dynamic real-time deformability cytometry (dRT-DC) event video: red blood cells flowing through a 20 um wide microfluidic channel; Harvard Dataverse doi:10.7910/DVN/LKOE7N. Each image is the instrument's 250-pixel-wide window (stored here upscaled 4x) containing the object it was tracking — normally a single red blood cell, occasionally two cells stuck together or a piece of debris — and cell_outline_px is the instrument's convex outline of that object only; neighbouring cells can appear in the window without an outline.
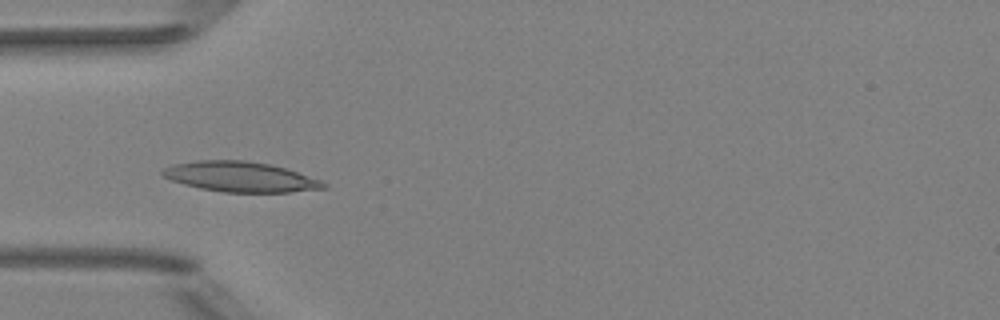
{"species": "Egyptian fruit bat (a non-hibernating species)", "species_latin": "Rousettus aegyptiacus", "temperature_condition": "room temperature", "stored_images_in_passage": 49, "camera_frame_rate_fps": 3000, "um_per_image_px": 0.085, "animal": {"sex": "female"}, "frame": {"image": 1, "passage_image": 14, "time_ms": 4.333, "image_size_px": [1000, 320], "cell_outline_px": [[328, 188], [288, 192], [224, 192], [200, 188], [184, 184], [160, 176], [160, 172], [164, 168], [176, 164], [196, 160], [244, 160], [268, 164], [284, 168], [320, 180], [328, 184]], "centroid_in_image_um": [20.41, 15.03], "position_along_channel_um": 64.6, "area_um2": 28.09}}
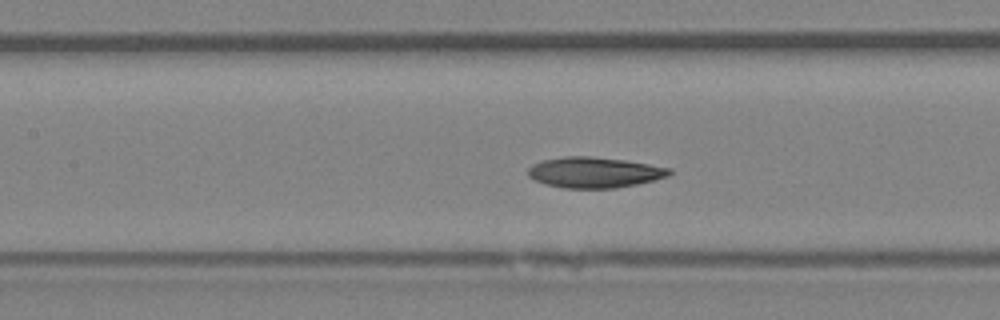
{"frame": {"image": 2, "passage_image": 21, "time_ms": 6.667, "image_size_px": [1000, 320], "cell_outline_px": [[672, 172], [668, 176], [636, 184], [616, 188], [564, 188], [544, 184], [528, 176], [528, 168], [532, 164], [540, 160], [564, 156], [592, 156], [624, 160], [672, 168]], "centroid_in_image_um": [50.49, 14.64], "position_along_channel_um": 156.9, "area_um2": 25.32}}
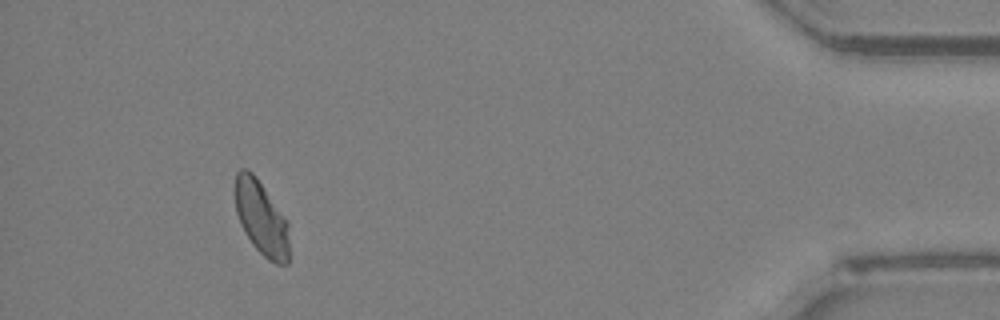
{"frame": {"image": 3, "passage_image": 45, "time_ms": 14.667, "image_size_px": [1000, 320], "cell_outline_px": [[288, 264], [276, 264], [268, 260], [252, 244], [240, 224], [236, 212], [236, 172], [240, 168], [248, 168], [256, 176], [288, 224]], "centroid_in_image_um": [22.19, 18.54], "position_along_channel_um": 413.0, "area_um2": 22.95}, "authors_computed_cell_mechanics": {"area_um2": 24.9696, "velocity_mm_per_s": 4.0134, "shape_relaxation_time_tau1_ms": 5.4926, "shape_relaxation_time_tau2_ms": 4.0489, "deformation_change_tau1": 0.1297, "deformation_change_tau2": 0.0773}}